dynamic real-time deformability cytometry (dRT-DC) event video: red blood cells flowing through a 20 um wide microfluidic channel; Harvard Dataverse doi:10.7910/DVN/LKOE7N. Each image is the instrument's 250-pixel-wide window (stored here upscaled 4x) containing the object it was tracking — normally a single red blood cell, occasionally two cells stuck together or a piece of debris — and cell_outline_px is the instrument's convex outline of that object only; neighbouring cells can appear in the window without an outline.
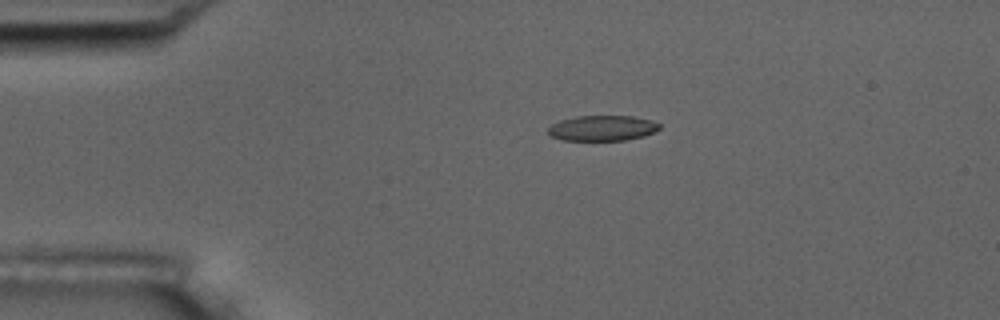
{"species": "common noctule bat (a hibernating species)", "species_latin": "Nyctalus noctula", "temperature_condition": "room temperature", "stored_images_in_passage": 4, "camera_frame_rate_fps": 3000, "um_per_image_px": 0.085, "animal": {"sex": "male", "body_mass_g": 17.5, "forearm_length_mm": 52.3}, "frame": {"image": 1, "passage_image": 2, "time_ms": 1.0, "image_size_px": [1000, 320], "cell_outline_px": [[660, 128], [644, 136], [624, 140], [560, 140], [548, 136], [548, 128], [552, 124], [560, 120], [576, 116], [632, 116], [652, 120], [660, 124]], "centroid_in_image_um": [51.16, 10.89], "position_along_channel_um": 33.8, "area_um2": 16.53}}
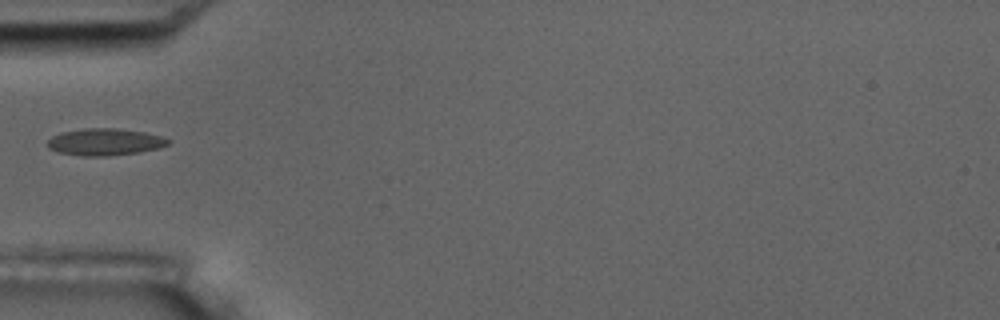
{"frame": {"image": 2, "passage_image": 4, "time_ms": 3.333, "image_size_px": [1000, 320], "cell_outline_px": [[172, 140], [168, 144], [160, 148], [136, 152], [108, 156], [80, 156], [56, 152], [48, 148], [48, 140], [52, 136], [60, 132], [84, 128], [116, 128], [144, 132], [160, 136]], "centroid_in_image_um": [8.88, 12.06], "position_along_channel_um": 76.1, "area_um2": 19.02}}